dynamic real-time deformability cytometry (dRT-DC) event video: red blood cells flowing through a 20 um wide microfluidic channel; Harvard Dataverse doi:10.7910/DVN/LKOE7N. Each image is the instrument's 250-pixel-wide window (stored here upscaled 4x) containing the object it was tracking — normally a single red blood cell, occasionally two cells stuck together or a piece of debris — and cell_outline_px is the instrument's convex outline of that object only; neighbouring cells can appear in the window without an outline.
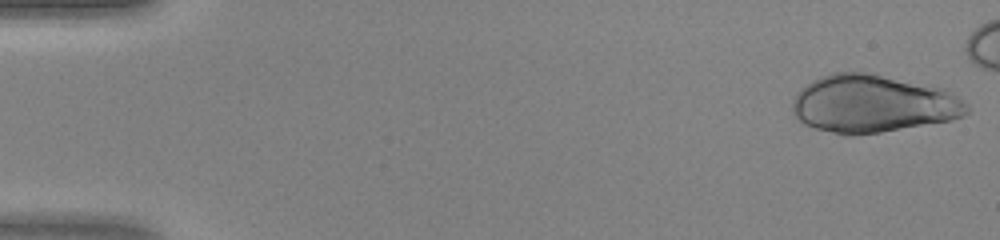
{"species": "human", "species_latin": "Homo sapiens", "temperature_condition": "warm", "stored_images_in_passage": 41, "camera_frame_rate_fps": 3000, "um_per_image_px": 0.085, "donor": {"sex": "female"}, "frame": {"image": 1, "passage_image": 1, "time_ms": 0.0, "image_size_px": [1000, 240], "cell_outline_px": [[968, 112], [952, 120], [880, 132], [852, 136], [844, 136], [816, 128], [804, 124], [792, 112], [792, 100], [796, 92], [800, 88], [812, 80], [820, 76], [832, 72], [864, 72], [944, 88], [968, 104]], "centroid_in_image_um": [74.14, 8.83], "position_along_channel_um": 10.9, "area_um2": 58.67}}